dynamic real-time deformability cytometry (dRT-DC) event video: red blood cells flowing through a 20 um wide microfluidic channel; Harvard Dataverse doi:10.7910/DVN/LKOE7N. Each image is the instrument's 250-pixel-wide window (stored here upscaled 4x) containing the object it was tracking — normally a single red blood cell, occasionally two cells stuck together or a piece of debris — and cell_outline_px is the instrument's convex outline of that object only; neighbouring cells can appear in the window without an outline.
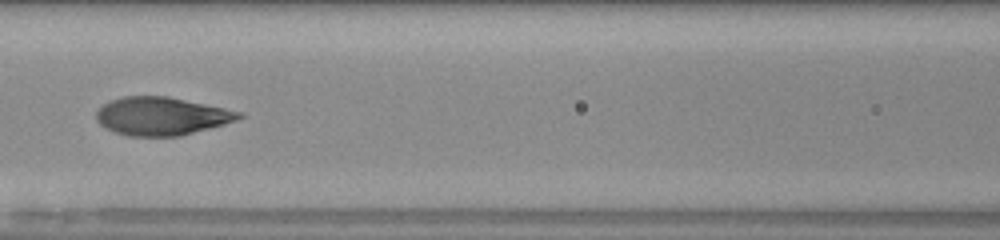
{"species": "human", "species_latin": "Homo sapiens", "temperature_condition": "room temperature", "stored_images_in_passage": 31, "camera_frame_rate_fps": 3000, "um_per_image_px": 0.085, "donor": {"sex": "male"}, "frame": {"image": 1, "passage_image": 10, "time_ms": 3.0, "image_size_px": [1000, 240], "cell_outline_px": [[244, 116], [236, 120], [224, 124], [180, 136], [128, 136], [104, 128], [96, 120], [96, 112], [104, 104], [112, 100], [124, 96], [168, 96], [244, 112]], "centroid_in_image_um": [13.73, 9.87], "position_along_channel_um": 152.9, "area_um2": 31.62}, "authors_computed_cell_mechanics": {"area_um2": 32.4258, "velocity_mm_per_s": 4.0532, "shape_relaxation_time_tau1_ms": 4.1311, "shape_relaxation_time_tau2_ms": null, "deformation_change_tau1": 0.2382, "deformation_change_tau2": null}}